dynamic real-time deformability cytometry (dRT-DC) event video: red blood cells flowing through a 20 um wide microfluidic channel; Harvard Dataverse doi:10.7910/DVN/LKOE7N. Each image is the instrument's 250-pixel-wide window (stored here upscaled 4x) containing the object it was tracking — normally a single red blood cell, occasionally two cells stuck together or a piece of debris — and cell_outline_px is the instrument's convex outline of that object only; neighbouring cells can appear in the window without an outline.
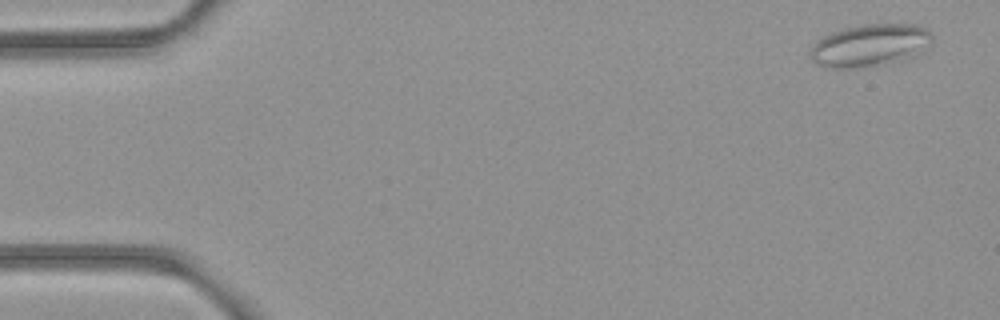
{"species": "common noctule bat (a hibernating species)", "species_latin": "Nyctalus noctula", "temperature_condition": "room temperature", "stored_images_in_passage": 4, "camera_frame_rate_fps": 3000, "um_per_image_px": 0.085, "animal": {"sex": "female", "body_mass_g": 21.9}, "frame": {"image": 1, "passage_image": 4, "time_ms": 1.0, "image_size_px": [1000, 320], "cell_outline_px": [[932, 40], [920, 52], [876, 64], [848, 68], [832, 68], [816, 64], [812, 60], [808, 52], [812, 44], [824, 36], [848, 28], [864, 24], [912, 24], [924, 28], [932, 36]], "centroid_in_image_um": [73.85, 3.83], "position_along_channel_um": 11.2, "area_um2": 28.84}}